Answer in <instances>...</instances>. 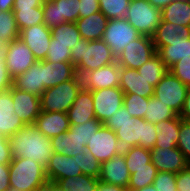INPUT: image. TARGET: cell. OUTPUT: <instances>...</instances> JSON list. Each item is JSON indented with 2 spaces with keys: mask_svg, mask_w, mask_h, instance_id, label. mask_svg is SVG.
I'll return each mask as SVG.
<instances>
[{
  "mask_svg": "<svg viewBox=\"0 0 190 191\" xmlns=\"http://www.w3.org/2000/svg\"><path fill=\"white\" fill-rule=\"evenodd\" d=\"M8 140L12 159L24 157L46 167L53 153L51 139L41 133L34 124H25Z\"/></svg>",
  "mask_w": 190,
  "mask_h": 191,
  "instance_id": "obj_1",
  "label": "cell"
},
{
  "mask_svg": "<svg viewBox=\"0 0 190 191\" xmlns=\"http://www.w3.org/2000/svg\"><path fill=\"white\" fill-rule=\"evenodd\" d=\"M116 61L111 49L103 40L87 41L81 39L71 49L70 63L75 66L76 74L99 69Z\"/></svg>",
  "mask_w": 190,
  "mask_h": 191,
  "instance_id": "obj_2",
  "label": "cell"
},
{
  "mask_svg": "<svg viewBox=\"0 0 190 191\" xmlns=\"http://www.w3.org/2000/svg\"><path fill=\"white\" fill-rule=\"evenodd\" d=\"M9 175L10 187L19 191H34L48 180L45 166L24 157L12 159Z\"/></svg>",
  "mask_w": 190,
  "mask_h": 191,
  "instance_id": "obj_3",
  "label": "cell"
},
{
  "mask_svg": "<svg viewBox=\"0 0 190 191\" xmlns=\"http://www.w3.org/2000/svg\"><path fill=\"white\" fill-rule=\"evenodd\" d=\"M81 88V77L76 74L70 80L45 89L40 96L41 110L44 112L67 113Z\"/></svg>",
  "mask_w": 190,
  "mask_h": 191,
  "instance_id": "obj_4",
  "label": "cell"
},
{
  "mask_svg": "<svg viewBox=\"0 0 190 191\" xmlns=\"http://www.w3.org/2000/svg\"><path fill=\"white\" fill-rule=\"evenodd\" d=\"M125 19L141 35L153 37L162 21L161 9L147 0H131Z\"/></svg>",
  "mask_w": 190,
  "mask_h": 191,
  "instance_id": "obj_5",
  "label": "cell"
},
{
  "mask_svg": "<svg viewBox=\"0 0 190 191\" xmlns=\"http://www.w3.org/2000/svg\"><path fill=\"white\" fill-rule=\"evenodd\" d=\"M141 34L125 19L108 20L102 40L117 59L125 47Z\"/></svg>",
  "mask_w": 190,
  "mask_h": 191,
  "instance_id": "obj_6",
  "label": "cell"
},
{
  "mask_svg": "<svg viewBox=\"0 0 190 191\" xmlns=\"http://www.w3.org/2000/svg\"><path fill=\"white\" fill-rule=\"evenodd\" d=\"M42 9L43 24L52 29L79 19L80 0H45Z\"/></svg>",
  "mask_w": 190,
  "mask_h": 191,
  "instance_id": "obj_7",
  "label": "cell"
},
{
  "mask_svg": "<svg viewBox=\"0 0 190 191\" xmlns=\"http://www.w3.org/2000/svg\"><path fill=\"white\" fill-rule=\"evenodd\" d=\"M156 53L153 38L141 35L125 47L116 62L120 67L139 69Z\"/></svg>",
  "mask_w": 190,
  "mask_h": 191,
  "instance_id": "obj_8",
  "label": "cell"
},
{
  "mask_svg": "<svg viewBox=\"0 0 190 191\" xmlns=\"http://www.w3.org/2000/svg\"><path fill=\"white\" fill-rule=\"evenodd\" d=\"M188 88L172 72L168 71L155 86L154 97L171 107L179 115L183 108Z\"/></svg>",
  "mask_w": 190,
  "mask_h": 191,
  "instance_id": "obj_9",
  "label": "cell"
},
{
  "mask_svg": "<svg viewBox=\"0 0 190 191\" xmlns=\"http://www.w3.org/2000/svg\"><path fill=\"white\" fill-rule=\"evenodd\" d=\"M95 117L102 124L123 106L124 92L119 87L92 91Z\"/></svg>",
  "mask_w": 190,
  "mask_h": 191,
  "instance_id": "obj_10",
  "label": "cell"
},
{
  "mask_svg": "<svg viewBox=\"0 0 190 191\" xmlns=\"http://www.w3.org/2000/svg\"><path fill=\"white\" fill-rule=\"evenodd\" d=\"M36 61L34 54L22 40L17 38L9 42L5 65L12 80L26 72Z\"/></svg>",
  "mask_w": 190,
  "mask_h": 191,
  "instance_id": "obj_11",
  "label": "cell"
},
{
  "mask_svg": "<svg viewBox=\"0 0 190 191\" xmlns=\"http://www.w3.org/2000/svg\"><path fill=\"white\" fill-rule=\"evenodd\" d=\"M80 77L82 87L86 90L95 91L98 89L119 87L120 66L115 61L99 69L85 72Z\"/></svg>",
  "mask_w": 190,
  "mask_h": 191,
  "instance_id": "obj_12",
  "label": "cell"
},
{
  "mask_svg": "<svg viewBox=\"0 0 190 191\" xmlns=\"http://www.w3.org/2000/svg\"><path fill=\"white\" fill-rule=\"evenodd\" d=\"M117 136L104 124L88 139L86 150L93 154L100 164L110 160L116 153Z\"/></svg>",
  "mask_w": 190,
  "mask_h": 191,
  "instance_id": "obj_13",
  "label": "cell"
},
{
  "mask_svg": "<svg viewBox=\"0 0 190 191\" xmlns=\"http://www.w3.org/2000/svg\"><path fill=\"white\" fill-rule=\"evenodd\" d=\"M46 175L48 181L57 182L68 177L82 175L80 153L76 156L52 153L46 165Z\"/></svg>",
  "mask_w": 190,
  "mask_h": 191,
  "instance_id": "obj_14",
  "label": "cell"
},
{
  "mask_svg": "<svg viewBox=\"0 0 190 191\" xmlns=\"http://www.w3.org/2000/svg\"><path fill=\"white\" fill-rule=\"evenodd\" d=\"M19 39L32 51L37 61L45 60L51 43V29L44 24L19 30Z\"/></svg>",
  "mask_w": 190,
  "mask_h": 191,
  "instance_id": "obj_15",
  "label": "cell"
},
{
  "mask_svg": "<svg viewBox=\"0 0 190 191\" xmlns=\"http://www.w3.org/2000/svg\"><path fill=\"white\" fill-rule=\"evenodd\" d=\"M9 91L12 94L14 113L24 122V124H34L36 118L41 114L40 97L15 88L13 85Z\"/></svg>",
  "mask_w": 190,
  "mask_h": 191,
  "instance_id": "obj_16",
  "label": "cell"
},
{
  "mask_svg": "<svg viewBox=\"0 0 190 191\" xmlns=\"http://www.w3.org/2000/svg\"><path fill=\"white\" fill-rule=\"evenodd\" d=\"M151 162L158 172L178 173L188 167L185 155L177 148H153Z\"/></svg>",
  "mask_w": 190,
  "mask_h": 191,
  "instance_id": "obj_17",
  "label": "cell"
},
{
  "mask_svg": "<svg viewBox=\"0 0 190 191\" xmlns=\"http://www.w3.org/2000/svg\"><path fill=\"white\" fill-rule=\"evenodd\" d=\"M115 131L117 136V156H125L134 146H138L142 140L143 118L133 117V121L119 125Z\"/></svg>",
  "mask_w": 190,
  "mask_h": 191,
  "instance_id": "obj_18",
  "label": "cell"
},
{
  "mask_svg": "<svg viewBox=\"0 0 190 191\" xmlns=\"http://www.w3.org/2000/svg\"><path fill=\"white\" fill-rule=\"evenodd\" d=\"M130 175V171L125 162V157L114 156L110 160L101 164L99 180L127 189L129 186Z\"/></svg>",
  "mask_w": 190,
  "mask_h": 191,
  "instance_id": "obj_19",
  "label": "cell"
},
{
  "mask_svg": "<svg viewBox=\"0 0 190 191\" xmlns=\"http://www.w3.org/2000/svg\"><path fill=\"white\" fill-rule=\"evenodd\" d=\"M13 106L11 92L9 90L0 92V136L9 138L25 125L14 113Z\"/></svg>",
  "mask_w": 190,
  "mask_h": 191,
  "instance_id": "obj_20",
  "label": "cell"
},
{
  "mask_svg": "<svg viewBox=\"0 0 190 191\" xmlns=\"http://www.w3.org/2000/svg\"><path fill=\"white\" fill-rule=\"evenodd\" d=\"M69 124L76 126L91 119H96L92 91L81 88L73 105L67 111Z\"/></svg>",
  "mask_w": 190,
  "mask_h": 191,
  "instance_id": "obj_21",
  "label": "cell"
},
{
  "mask_svg": "<svg viewBox=\"0 0 190 191\" xmlns=\"http://www.w3.org/2000/svg\"><path fill=\"white\" fill-rule=\"evenodd\" d=\"M119 88L124 93H134L145 98L154 96L155 89L145 78L138 74L137 69L124 67H120Z\"/></svg>",
  "mask_w": 190,
  "mask_h": 191,
  "instance_id": "obj_22",
  "label": "cell"
},
{
  "mask_svg": "<svg viewBox=\"0 0 190 191\" xmlns=\"http://www.w3.org/2000/svg\"><path fill=\"white\" fill-rule=\"evenodd\" d=\"M12 85L40 97L46 89L43 82V60L36 61L26 72L13 79Z\"/></svg>",
  "mask_w": 190,
  "mask_h": 191,
  "instance_id": "obj_23",
  "label": "cell"
},
{
  "mask_svg": "<svg viewBox=\"0 0 190 191\" xmlns=\"http://www.w3.org/2000/svg\"><path fill=\"white\" fill-rule=\"evenodd\" d=\"M34 126L51 139L60 133L67 132L70 124L67 113L42 111L36 118Z\"/></svg>",
  "mask_w": 190,
  "mask_h": 191,
  "instance_id": "obj_24",
  "label": "cell"
},
{
  "mask_svg": "<svg viewBox=\"0 0 190 191\" xmlns=\"http://www.w3.org/2000/svg\"><path fill=\"white\" fill-rule=\"evenodd\" d=\"M75 75V66L70 62L53 63L43 60V82L46 89L70 80Z\"/></svg>",
  "mask_w": 190,
  "mask_h": 191,
  "instance_id": "obj_25",
  "label": "cell"
},
{
  "mask_svg": "<svg viewBox=\"0 0 190 191\" xmlns=\"http://www.w3.org/2000/svg\"><path fill=\"white\" fill-rule=\"evenodd\" d=\"M107 22L108 19L99 11L88 17L79 18L75 23L81 39L93 41L102 40Z\"/></svg>",
  "mask_w": 190,
  "mask_h": 191,
  "instance_id": "obj_26",
  "label": "cell"
},
{
  "mask_svg": "<svg viewBox=\"0 0 190 191\" xmlns=\"http://www.w3.org/2000/svg\"><path fill=\"white\" fill-rule=\"evenodd\" d=\"M181 118L177 115L173 119L163 120L155 124L157 139L154 148L177 147Z\"/></svg>",
  "mask_w": 190,
  "mask_h": 191,
  "instance_id": "obj_27",
  "label": "cell"
},
{
  "mask_svg": "<svg viewBox=\"0 0 190 191\" xmlns=\"http://www.w3.org/2000/svg\"><path fill=\"white\" fill-rule=\"evenodd\" d=\"M51 146L53 153L64 154L68 156H76L86 151V145L75 132L67 131L51 138Z\"/></svg>",
  "mask_w": 190,
  "mask_h": 191,
  "instance_id": "obj_28",
  "label": "cell"
},
{
  "mask_svg": "<svg viewBox=\"0 0 190 191\" xmlns=\"http://www.w3.org/2000/svg\"><path fill=\"white\" fill-rule=\"evenodd\" d=\"M183 37L190 38V27L177 26L170 22L161 21L152 38L156 49L158 46H167L170 45V42L182 40Z\"/></svg>",
  "mask_w": 190,
  "mask_h": 191,
  "instance_id": "obj_29",
  "label": "cell"
},
{
  "mask_svg": "<svg viewBox=\"0 0 190 191\" xmlns=\"http://www.w3.org/2000/svg\"><path fill=\"white\" fill-rule=\"evenodd\" d=\"M156 52L170 69L179 60L190 57V38L183 37L182 40L170 42V45L158 46Z\"/></svg>",
  "mask_w": 190,
  "mask_h": 191,
  "instance_id": "obj_30",
  "label": "cell"
},
{
  "mask_svg": "<svg viewBox=\"0 0 190 191\" xmlns=\"http://www.w3.org/2000/svg\"><path fill=\"white\" fill-rule=\"evenodd\" d=\"M162 21L190 27V0H173L161 9Z\"/></svg>",
  "mask_w": 190,
  "mask_h": 191,
  "instance_id": "obj_31",
  "label": "cell"
},
{
  "mask_svg": "<svg viewBox=\"0 0 190 191\" xmlns=\"http://www.w3.org/2000/svg\"><path fill=\"white\" fill-rule=\"evenodd\" d=\"M51 36L50 44H62L70 50L81 40L77 25L73 22L62 23L60 26L52 28Z\"/></svg>",
  "mask_w": 190,
  "mask_h": 191,
  "instance_id": "obj_32",
  "label": "cell"
},
{
  "mask_svg": "<svg viewBox=\"0 0 190 191\" xmlns=\"http://www.w3.org/2000/svg\"><path fill=\"white\" fill-rule=\"evenodd\" d=\"M168 71L169 69L157 53L137 69L138 74L145 78L154 87L161 81Z\"/></svg>",
  "mask_w": 190,
  "mask_h": 191,
  "instance_id": "obj_33",
  "label": "cell"
},
{
  "mask_svg": "<svg viewBox=\"0 0 190 191\" xmlns=\"http://www.w3.org/2000/svg\"><path fill=\"white\" fill-rule=\"evenodd\" d=\"M178 114L168 105L160 102L154 96L148 98L147 109L144 115V120L156 124L163 120L173 119Z\"/></svg>",
  "mask_w": 190,
  "mask_h": 191,
  "instance_id": "obj_34",
  "label": "cell"
},
{
  "mask_svg": "<svg viewBox=\"0 0 190 191\" xmlns=\"http://www.w3.org/2000/svg\"><path fill=\"white\" fill-rule=\"evenodd\" d=\"M99 178L89 175H79L58 180L56 183L66 191H96Z\"/></svg>",
  "mask_w": 190,
  "mask_h": 191,
  "instance_id": "obj_35",
  "label": "cell"
},
{
  "mask_svg": "<svg viewBox=\"0 0 190 191\" xmlns=\"http://www.w3.org/2000/svg\"><path fill=\"white\" fill-rule=\"evenodd\" d=\"M124 157L130 174L133 173V169L156 168L151 162V151L143 147H132Z\"/></svg>",
  "mask_w": 190,
  "mask_h": 191,
  "instance_id": "obj_36",
  "label": "cell"
},
{
  "mask_svg": "<svg viewBox=\"0 0 190 191\" xmlns=\"http://www.w3.org/2000/svg\"><path fill=\"white\" fill-rule=\"evenodd\" d=\"M19 38L13 11H0V41L6 45Z\"/></svg>",
  "mask_w": 190,
  "mask_h": 191,
  "instance_id": "obj_37",
  "label": "cell"
},
{
  "mask_svg": "<svg viewBox=\"0 0 190 191\" xmlns=\"http://www.w3.org/2000/svg\"><path fill=\"white\" fill-rule=\"evenodd\" d=\"M15 21L19 30L43 24V9L35 7L33 9L13 10Z\"/></svg>",
  "mask_w": 190,
  "mask_h": 191,
  "instance_id": "obj_38",
  "label": "cell"
},
{
  "mask_svg": "<svg viewBox=\"0 0 190 191\" xmlns=\"http://www.w3.org/2000/svg\"><path fill=\"white\" fill-rule=\"evenodd\" d=\"M130 1L99 0L100 11L108 20L125 18Z\"/></svg>",
  "mask_w": 190,
  "mask_h": 191,
  "instance_id": "obj_39",
  "label": "cell"
},
{
  "mask_svg": "<svg viewBox=\"0 0 190 191\" xmlns=\"http://www.w3.org/2000/svg\"><path fill=\"white\" fill-rule=\"evenodd\" d=\"M157 172L156 168L133 169L127 190L134 191L152 185Z\"/></svg>",
  "mask_w": 190,
  "mask_h": 191,
  "instance_id": "obj_40",
  "label": "cell"
},
{
  "mask_svg": "<svg viewBox=\"0 0 190 191\" xmlns=\"http://www.w3.org/2000/svg\"><path fill=\"white\" fill-rule=\"evenodd\" d=\"M148 98L134 93H124L123 105L128 113L135 118H143L147 109Z\"/></svg>",
  "mask_w": 190,
  "mask_h": 191,
  "instance_id": "obj_41",
  "label": "cell"
},
{
  "mask_svg": "<svg viewBox=\"0 0 190 191\" xmlns=\"http://www.w3.org/2000/svg\"><path fill=\"white\" fill-rule=\"evenodd\" d=\"M102 123L97 119H91L89 121L83 122L76 126L70 125L69 131L75 132V134L82 139L83 143L86 145L88 139L92 137L93 134L101 127Z\"/></svg>",
  "mask_w": 190,
  "mask_h": 191,
  "instance_id": "obj_42",
  "label": "cell"
},
{
  "mask_svg": "<svg viewBox=\"0 0 190 191\" xmlns=\"http://www.w3.org/2000/svg\"><path fill=\"white\" fill-rule=\"evenodd\" d=\"M81 171L84 175L99 178L101 173V164L96 157L89 151L80 153Z\"/></svg>",
  "mask_w": 190,
  "mask_h": 191,
  "instance_id": "obj_43",
  "label": "cell"
},
{
  "mask_svg": "<svg viewBox=\"0 0 190 191\" xmlns=\"http://www.w3.org/2000/svg\"><path fill=\"white\" fill-rule=\"evenodd\" d=\"M152 185L157 191H178L176 184V173L157 172Z\"/></svg>",
  "mask_w": 190,
  "mask_h": 191,
  "instance_id": "obj_44",
  "label": "cell"
},
{
  "mask_svg": "<svg viewBox=\"0 0 190 191\" xmlns=\"http://www.w3.org/2000/svg\"><path fill=\"white\" fill-rule=\"evenodd\" d=\"M177 148L190 162V122L181 119Z\"/></svg>",
  "mask_w": 190,
  "mask_h": 191,
  "instance_id": "obj_45",
  "label": "cell"
},
{
  "mask_svg": "<svg viewBox=\"0 0 190 191\" xmlns=\"http://www.w3.org/2000/svg\"><path fill=\"white\" fill-rule=\"evenodd\" d=\"M45 60L48 62H70L71 50L62 44H50Z\"/></svg>",
  "mask_w": 190,
  "mask_h": 191,
  "instance_id": "obj_46",
  "label": "cell"
},
{
  "mask_svg": "<svg viewBox=\"0 0 190 191\" xmlns=\"http://www.w3.org/2000/svg\"><path fill=\"white\" fill-rule=\"evenodd\" d=\"M133 121V117L128 113L127 109L121 106L115 113L111 115L103 124L112 129L114 132L119 129V125Z\"/></svg>",
  "mask_w": 190,
  "mask_h": 191,
  "instance_id": "obj_47",
  "label": "cell"
},
{
  "mask_svg": "<svg viewBox=\"0 0 190 191\" xmlns=\"http://www.w3.org/2000/svg\"><path fill=\"white\" fill-rule=\"evenodd\" d=\"M156 139L157 133L155 124L143 119L142 140L139 142L138 146L151 151L154 148Z\"/></svg>",
  "mask_w": 190,
  "mask_h": 191,
  "instance_id": "obj_48",
  "label": "cell"
},
{
  "mask_svg": "<svg viewBox=\"0 0 190 191\" xmlns=\"http://www.w3.org/2000/svg\"><path fill=\"white\" fill-rule=\"evenodd\" d=\"M182 83L190 87V57L179 60L170 69Z\"/></svg>",
  "mask_w": 190,
  "mask_h": 191,
  "instance_id": "obj_49",
  "label": "cell"
},
{
  "mask_svg": "<svg viewBox=\"0 0 190 191\" xmlns=\"http://www.w3.org/2000/svg\"><path fill=\"white\" fill-rule=\"evenodd\" d=\"M99 11V0H80L79 18L88 17Z\"/></svg>",
  "mask_w": 190,
  "mask_h": 191,
  "instance_id": "obj_50",
  "label": "cell"
},
{
  "mask_svg": "<svg viewBox=\"0 0 190 191\" xmlns=\"http://www.w3.org/2000/svg\"><path fill=\"white\" fill-rule=\"evenodd\" d=\"M13 80L9 75V71L5 65V59H0V92L10 89Z\"/></svg>",
  "mask_w": 190,
  "mask_h": 191,
  "instance_id": "obj_51",
  "label": "cell"
},
{
  "mask_svg": "<svg viewBox=\"0 0 190 191\" xmlns=\"http://www.w3.org/2000/svg\"><path fill=\"white\" fill-rule=\"evenodd\" d=\"M176 184L178 191H190V169H186L176 174Z\"/></svg>",
  "mask_w": 190,
  "mask_h": 191,
  "instance_id": "obj_52",
  "label": "cell"
},
{
  "mask_svg": "<svg viewBox=\"0 0 190 191\" xmlns=\"http://www.w3.org/2000/svg\"><path fill=\"white\" fill-rule=\"evenodd\" d=\"M12 161L9 140L5 136H0V164H10Z\"/></svg>",
  "mask_w": 190,
  "mask_h": 191,
  "instance_id": "obj_53",
  "label": "cell"
},
{
  "mask_svg": "<svg viewBox=\"0 0 190 191\" xmlns=\"http://www.w3.org/2000/svg\"><path fill=\"white\" fill-rule=\"evenodd\" d=\"M10 188L9 164H0V191Z\"/></svg>",
  "mask_w": 190,
  "mask_h": 191,
  "instance_id": "obj_54",
  "label": "cell"
},
{
  "mask_svg": "<svg viewBox=\"0 0 190 191\" xmlns=\"http://www.w3.org/2000/svg\"><path fill=\"white\" fill-rule=\"evenodd\" d=\"M44 0H14L13 10L33 9L42 7Z\"/></svg>",
  "mask_w": 190,
  "mask_h": 191,
  "instance_id": "obj_55",
  "label": "cell"
},
{
  "mask_svg": "<svg viewBox=\"0 0 190 191\" xmlns=\"http://www.w3.org/2000/svg\"><path fill=\"white\" fill-rule=\"evenodd\" d=\"M178 116L182 120H186L190 122V87L188 88L183 108Z\"/></svg>",
  "mask_w": 190,
  "mask_h": 191,
  "instance_id": "obj_56",
  "label": "cell"
},
{
  "mask_svg": "<svg viewBox=\"0 0 190 191\" xmlns=\"http://www.w3.org/2000/svg\"><path fill=\"white\" fill-rule=\"evenodd\" d=\"M96 191H128L125 187L108 184L99 180Z\"/></svg>",
  "mask_w": 190,
  "mask_h": 191,
  "instance_id": "obj_57",
  "label": "cell"
},
{
  "mask_svg": "<svg viewBox=\"0 0 190 191\" xmlns=\"http://www.w3.org/2000/svg\"><path fill=\"white\" fill-rule=\"evenodd\" d=\"M34 191H66L62 189L56 182L46 181L44 184L37 187Z\"/></svg>",
  "mask_w": 190,
  "mask_h": 191,
  "instance_id": "obj_58",
  "label": "cell"
},
{
  "mask_svg": "<svg viewBox=\"0 0 190 191\" xmlns=\"http://www.w3.org/2000/svg\"><path fill=\"white\" fill-rule=\"evenodd\" d=\"M14 0H0V11H13Z\"/></svg>",
  "mask_w": 190,
  "mask_h": 191,
  "instance_id": "obj_59",
  "label": "cell"
},
{
  "mask_svg": "<svg viewBox=\"0 0 190 191\" xmlns=\"http://www.w3.org/2000/svg\"><path fill=\"white\" fill-rule=\"evenodd\" d=\"M152 6L163 9L168 4H170L173 0H147Z\"/></svg>",
  "mask_w": 190,
  "mask_h": 191,
  "instance_id": "obj_60",
  "label": "cell"
},
{
  "mask_svg": "<svg viewBox=\"0 0 190 191\" xmlns=\"http://www.w3.org/2000/svg\"><path fill=\"white\" fill-rule=\"evenodd\" d=\"M7 48H8V45L0 41V59H5L7 54Z\"/></svg>",
  "mask_w": 190,
  "mask_h": 191,
  "instance_id": "obj_61",
  "label": "cell"
},
{
  "mask_svg": "<svg viewBox=\"0 0 190 191\" xmlns=\"http://www.w3.org/2000/svg\"><path fill=\"white\" fill-rule=\"evenodd\" d=\"M134 191H157L156 188L153 185H148L144 188H140Z\"/></svg>",
  "mask_w": 190,
  "mask_h": 191,
  "instance_id": "obj_62",
  "label": "cell"
},
{
  "mask_svg": "<svg viewBox=\"0 0 190 191\" xmlns=\"http://www.w3.org/2000/svg\"><path fill=\"white\" fill-rule=\"evenodd\" d=\"M7 191H19V190L16 189L15 187H10Z\"/></svg>",
  "mask_w": 190,
  "mask_h": 191,
  "instance_id": "obj_63",
  "label": "cell"
}]
</instances>
